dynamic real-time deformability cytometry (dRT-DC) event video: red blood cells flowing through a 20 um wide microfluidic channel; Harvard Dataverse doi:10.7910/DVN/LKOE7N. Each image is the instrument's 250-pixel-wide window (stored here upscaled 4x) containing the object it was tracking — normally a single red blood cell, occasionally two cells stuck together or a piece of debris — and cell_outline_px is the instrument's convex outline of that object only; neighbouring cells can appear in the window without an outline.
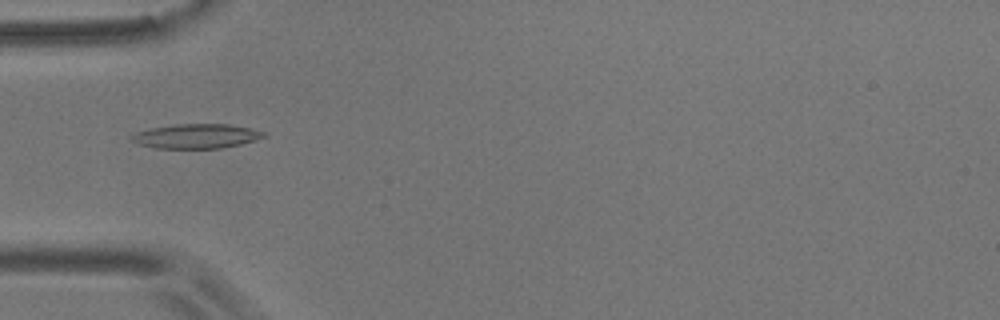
{"species": "common noctule bat (a hibernating species)", "species_latin": "Nyctalus noctula", "temperature_condition": "room temperature", "stored_images_in_passage": 46, "camera_frame_rate_fps": 3000, "um_per_image_px": 0.085, "animal": {"sex": "male", "body_mass_g": 17.9}, "frame": {"image": 1, "passage_image": 8, "time_ms": 2.333, "image_size_px": [1000, 320], "cell_outline_px": [[268, 136], [256, 140], [240, 144], [220, 148], [156, 148], [140, 144], [132, 140], [132, 136], [136, 132], [152, 128], [176, 124], [228, 124], [252, 128], [268, 132]], "centroid_in_image_um": [16.78, 11.56], "position_along_channel_um": 68.2, "area_um2": 18.79}}
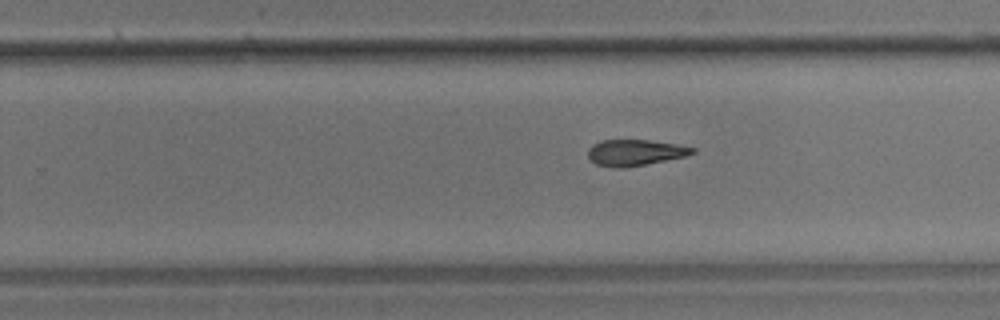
{"frame": {"image": 2, "passage_image": 25, "time_ms": 8.0, "image_size_px": [1000, 320], "cell_outline_px": [[696, 152], [684, 156], [644, 164], [620, 168], [616, 168], [596, 164], [588, 156], [588, 148], [592, 144], [600, 140], [648, 140], [676, 144], [696, 148]], "centroid_in_image_um": [53.95, 12.95], "position_along_channel_um": 275.9, "area_um2": 15.66}}
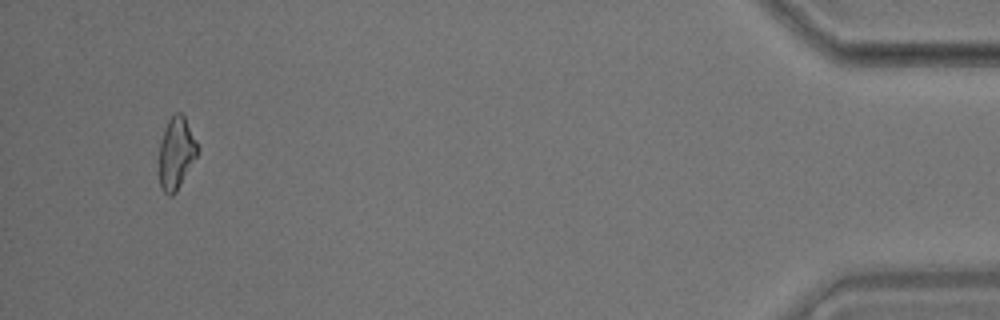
{"frame": {"image": 3, "passage_image": 43, "time_ms": 14.0, "image_size_px": [1000, 320], "cell_outline_px": [[200, 148], [196, 156], [176, 192], [172, 196], [168, 196], [160, 188], [160, 144], [164, 128], [168, 120], [176, 112], [180, 112], [184, 116]], "centroid_in_image_um": [14.98, 13.01], "position_along_channel_um": 420.2, "area_um2": 15.9}, "authors_computed_cell_mechanics": {"area_um2": 16.6464, "velocity_mm_per_s": 3.659, "shape_relaxation_time_tau1_ms": null, "shape_relaxation_time_tau2_ms": 4.8295, "deformation_change_tau1": null, "deformation_change_tau2": 0.1323}}